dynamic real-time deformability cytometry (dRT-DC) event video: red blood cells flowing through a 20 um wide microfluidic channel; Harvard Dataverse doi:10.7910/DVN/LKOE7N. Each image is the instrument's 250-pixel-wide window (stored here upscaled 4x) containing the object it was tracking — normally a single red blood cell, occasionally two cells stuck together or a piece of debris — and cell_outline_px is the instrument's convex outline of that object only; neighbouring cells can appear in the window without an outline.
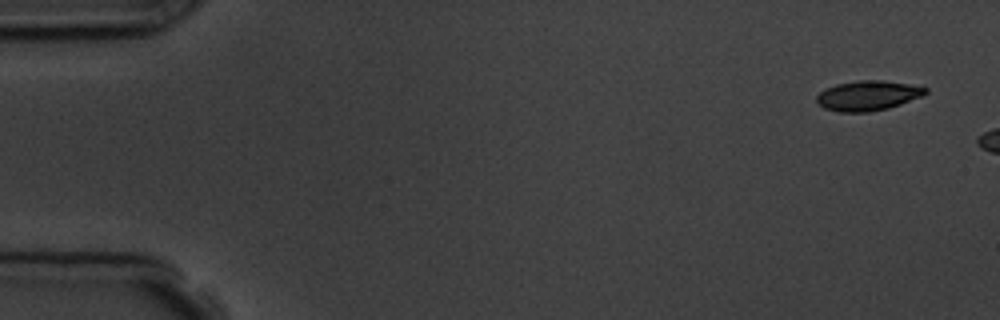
{"species": "common noctule bat (a hibernating species)", "species_latin": "Nyctalus noctula", "temperature_condition": "room temperature", "stored_images_in_passage": 3, "camera_frame_rate_fps": 3000, "um_per_image_px": 0.085, "animal": {"sex": "male", "body_mass_g": 19.5, "forearm_length_mm": 54.6}, "frame": {"image": 1, "passage_image": 1, "time_ms": 0.0, "image_size_px": [1000, 320], "cell_outline_px": [[928, 92], [924, 96], [888, 108], [868, 112], [840, 112], [824, 108], [816, 100], [816, 96], [820, 92], [836, 84], [856, 80], [884, 80], [908, 84], [928, 88]], "centroid_in_image_um": [73.79, 8.12], "position_along_channel_um": 11.2, "area_um2": 18.96}}